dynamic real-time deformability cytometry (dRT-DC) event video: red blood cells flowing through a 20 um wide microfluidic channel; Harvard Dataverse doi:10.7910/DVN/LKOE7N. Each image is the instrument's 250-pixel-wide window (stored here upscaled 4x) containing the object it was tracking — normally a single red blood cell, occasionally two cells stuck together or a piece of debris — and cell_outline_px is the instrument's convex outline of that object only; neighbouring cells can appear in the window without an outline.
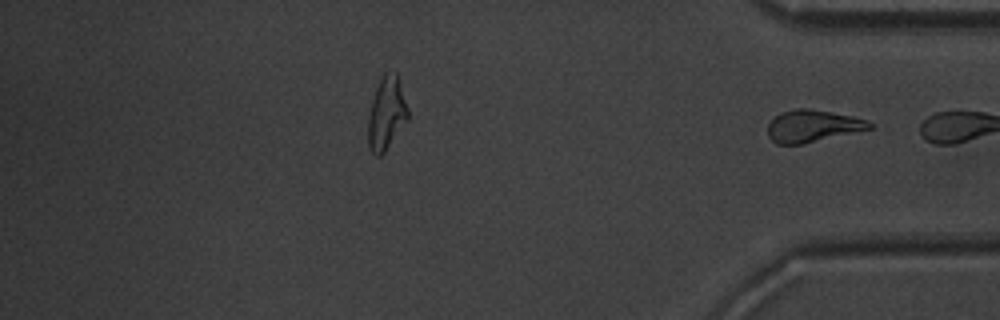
{"species": "common noctule bat (a hibernating species)", "species_latin": "Nyctalus noctula", "temperature_condition": "warm", "stored_images_in_passage": 39, "segment_of_instrument_passage": [2, 2], "camera_frame_rate_fps": 3000, "um_per_image_px": 0.085, "animal": {"sex": "male", "body_mass_g": 20.1, "forearm_length_mm": 53.5}, "frame": {"image": 1, "passage_image": 39, "time_ms": 12.667, "image_size_px": [1000, 320], "cell_outline_px": [[872, 128], [804, 144], [776, 144], [768, 136], [768, 124], [780, 112], [796, 108], [808, 108], [852, 116], [864, 120], [872, 124]], "centroid_in_image_um": [69.03, 10.71], "position_along_channel_um": 366.2, "area_um2": 18.84}}